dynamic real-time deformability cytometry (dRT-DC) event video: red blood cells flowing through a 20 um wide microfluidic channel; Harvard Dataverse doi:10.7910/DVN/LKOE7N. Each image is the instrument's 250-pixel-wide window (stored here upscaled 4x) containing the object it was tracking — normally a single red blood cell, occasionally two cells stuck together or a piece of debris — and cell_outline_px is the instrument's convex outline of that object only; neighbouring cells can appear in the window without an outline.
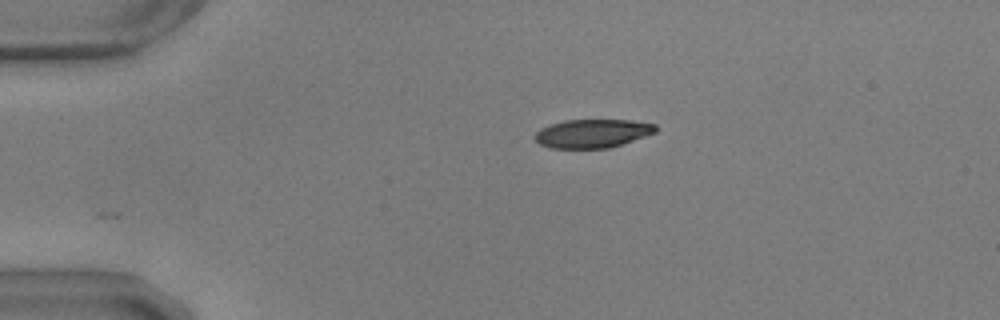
{"species": "common noctule bat (a hibernating species)", "species_latin": "Nyctalus noctula", "temperature_condition": "warm", "stored_images_in_passage": 45, "camera_frame_rate_fps": 3000, "um_per_image_px": 0.085, "animal": {"sex": "male", "body_mass_g": 17.9, "forearm_length_mm": 54.2}, "frame": {"image": 1, "passage_image": 1, "time_ms": 0.0, "image_size_px": [1000, 320], "cell_outline_px": [[656, 132], [608, 148], [552, 148], [540, 144], [532, 136], [540, 128], [564, 120], [632, 120], [656, 124]], "centroid_in_image_um": [50.33, 11.33], "position_along_channel_um": 34.7, "area_um2": 19.94}}
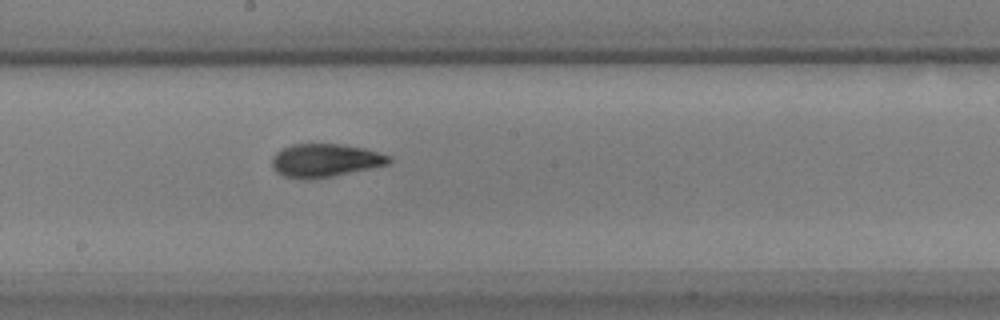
{"frame": {"image": 2, "passage_image": 20, "time_ms": 6.333, "image_size_px": [1000, 320], "cell_outline_px": [[392, 160], [388, 164], [332, 176], [308, 180], [304, 180], [284, 176], [276, 172], [272, 168], [272, 160], [276, 152], [292, 144], [340, 144], [364, 148], [392, 156]], "centroid_in_image_um": [27.62, 13.64], "position_along_channel_um": 220.6, "area_um2": 22.6}}
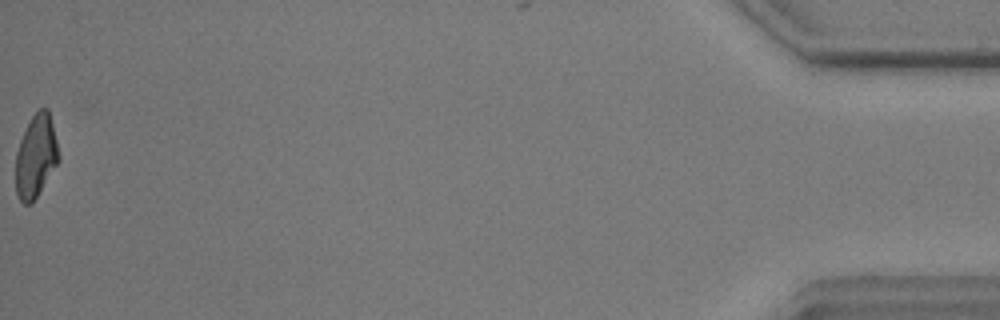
{"frame": {"image": 3, "passage_image": 45, "time_ms": 14.667, "image_size_px": [1000, 320], "cell_outline_px": [[60, 160], [32, 204], [24, 204], [20, 200], [16, 192], [16, 152], [20, 140], [32, 116], [40, 108], [48, 108], [60, 156]], "centroid_in_image_um": [3.06, 13.31], "position_along_channel_um": 432.1, "area_um2": 20.63}, "authors_computed_cell_mechanics": {"area_um2": 22.0796, "velocity_mm_per_s": 3.6582, "shape_relaxation_time_tau1_ms": 5.1613, "shape_relaxation_time_tau2_ms": 1.4169, "deformation_change_tau1": 0.1757, "deformation_change_tau2": 0.0729}}